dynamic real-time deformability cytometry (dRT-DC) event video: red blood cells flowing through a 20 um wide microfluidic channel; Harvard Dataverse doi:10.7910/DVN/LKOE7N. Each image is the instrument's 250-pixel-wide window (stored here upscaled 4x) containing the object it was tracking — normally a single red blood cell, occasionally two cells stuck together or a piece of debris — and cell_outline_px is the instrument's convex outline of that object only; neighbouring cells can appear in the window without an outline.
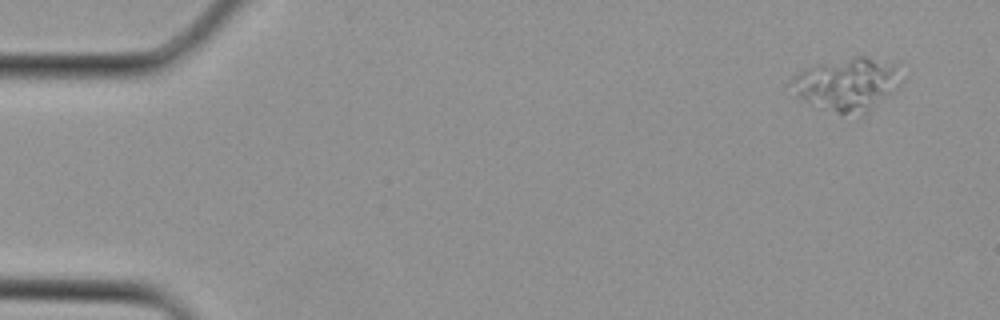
{"species": "Egyptian fruit bat (a non-hibernating species)", "species_latin": "Rousettus aegyptiacus", "temperature_condition": "cold", "stored_images_in_passage": 3, "camera_frame_rate_fps": 3000, "um_per_image_px": 0.085, "animal": {"sex": "female"}, "frame": {"image": 1, "passage_image": 1, "time_ms": 0.0, "image_size_px": [1000, 320], "cell_outline_px": [[892, 92], [864, 116], [856, 120], [804, 100], [788, 84], [792, 76], [796, 72], [804, 68], [852, 56], [864, 56], [892, 64]], "centroid_in_image_um": [71.86, 7.22], "position_along_channel_um": 13.1, "area_um2": 32.83}}
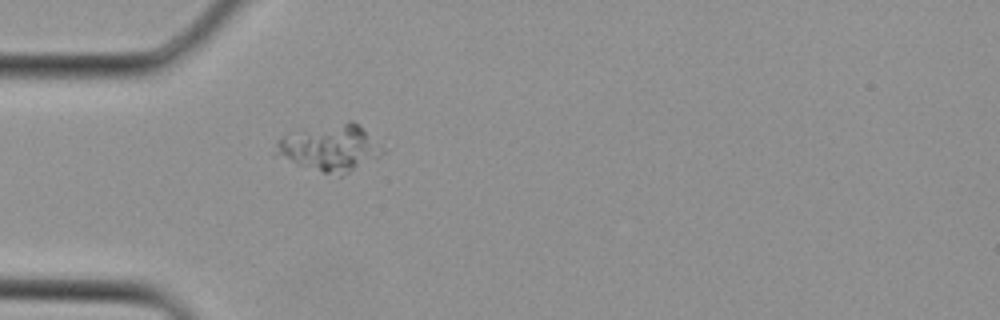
{"frame": {"image": 2, "passage_image": 3, "time_ms": 0.667, "image_size_px": [1000, 320], "cell_outline_px": [[384, 152], [376, 160], [340, 176], [324, 172], [272, 156], [276, 144], [284, 136], [304, 128], [348, 120], [352, 120], [380, 144]], "centroid_in_image_um": [28.04, 12.56], "position_along_channel_um": 57.0, "area_um2": 29.07}}